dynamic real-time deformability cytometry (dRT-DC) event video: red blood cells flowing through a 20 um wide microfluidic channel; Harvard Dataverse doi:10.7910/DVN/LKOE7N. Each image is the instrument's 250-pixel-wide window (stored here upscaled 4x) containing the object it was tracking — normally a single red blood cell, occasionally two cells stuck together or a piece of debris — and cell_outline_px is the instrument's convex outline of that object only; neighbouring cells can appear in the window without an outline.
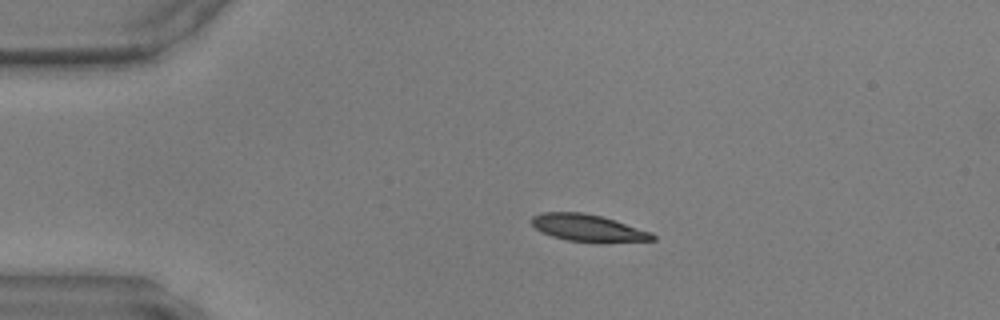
{"species": "common noctule bat (a hibernating species)", "species_latin": "Nyctalus noctula", "temperature_condition": "warm", "stored_images_in_passage": 39, "camera_frame_rate_fps": 3000, "um_per_image_px": 0.085, "animal": {"sex": "male", "body_mass_g": 17.9, "forearm_length_mm": 54.2}, "frame": {"image": 1, "passage_image": 1, "time_ms": 0.0, "image_size_px": [1000, 320], "cell_outline_px": [[656, 240], [604, 244], [600, 244], [568, 240], [552, 236], [536, 228], [532, 224], [532, 216], [540, 212], [580, 212], [600, 216], [652, 232], [656, 236]], "centroid_in_image_um": [50.04, 19.41], "position_along_channel_um": 35.0, "area_um2": 19.31}}
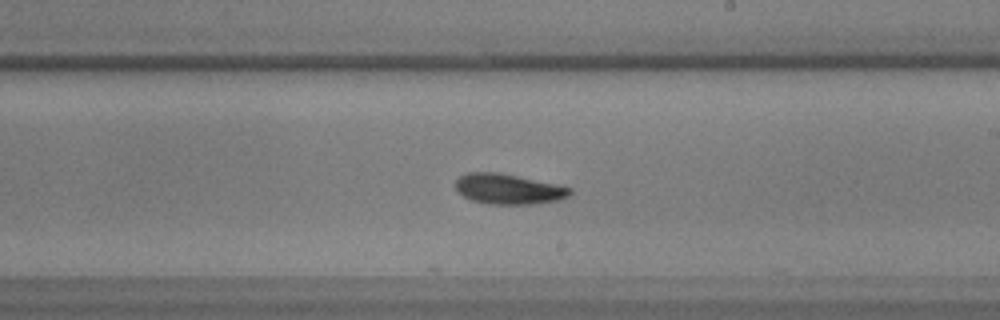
{"frame": {"image": 2, "passage_image": 19, "time_ms": 6.0, "image_size_px": [1000, 320], "cell_outline_px": [[572, 192], [568, 196], [560, 200], [532, 204], [488, 204], [472, 200], [456, 192], [456, 180], [460, 176], [468, 172], [500, 172], [572, 188]], "centroid_in_image_um": [43.19, 16.07], "position_along_channel_um": 245.8, "area_um2": 20.17}}
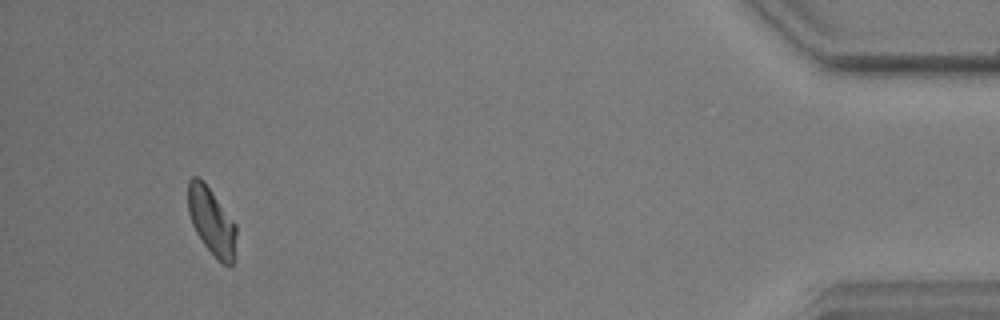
{"frame": {"image": 3, "passage_image": 36, "time_ms": 11.667, "image_size_px": [1000, 320], "cell_outline_px": [[236, 232], [232, 264], [228, 268], [204, 244], [196, 232], [192, 224], [188, 212], [188, 180], [192, 176], [200, 176], [204, 180], [236, 224]], "centroid_in_image_um": [17.96, 18.73], "position_along_channel_um": 417.2, "area_um2": 18.73}}